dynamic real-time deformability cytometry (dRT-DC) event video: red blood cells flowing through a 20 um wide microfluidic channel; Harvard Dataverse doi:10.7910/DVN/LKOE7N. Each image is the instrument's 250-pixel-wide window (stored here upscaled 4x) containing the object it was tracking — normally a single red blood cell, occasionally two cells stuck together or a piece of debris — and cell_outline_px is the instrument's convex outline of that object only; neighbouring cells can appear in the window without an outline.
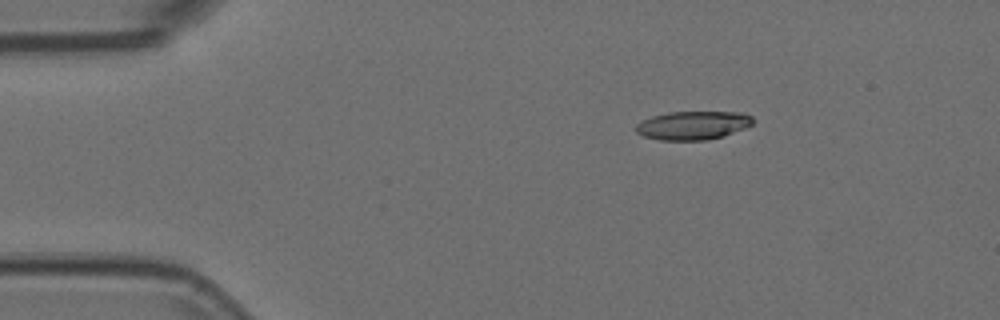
{"species": "Egyptian fruit bat (a non-hibernating species)", "species_latin": "Rousettus aegyptiacus", "temperature_condition": "room temperature", "stored_images_in_passage": 48, "camera_frame_rate_fps": 3000, "um_per_image_px": 0.085, "animal": {"sex": "female"}, "frame": {"image": 1, "passage_image": 2, "time_ms": 0.333, "image_size_px": [1000, 320], "cell_outline_px": [[752, 124], [744, 128], [724, 136], [708, 140], [660, 140], [644, 136], [636, 132], [636, 124], [652, 116], [668, 112], [740, 112], [752, 116]], "centroid_in_image_um": [58.89, 10.66], "position_along_channel_um": 26.1, "area_um2": 19.36}}
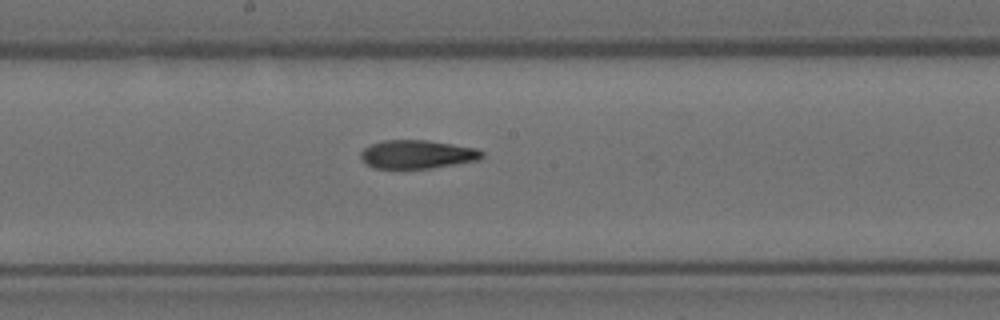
{"frame": {"image": 2, "passage_image": 22, "time_ms": 7.0, "image_size_px": [1000, 320], "cell_outline_px": [[484, 156], [480, 160], [428, 168], [372, 168], [360, 156], [360, 152], [364, 148], [372, 144], [384, 140], [424, 140], [452, 144], [476, 148], [484, 152]], "centroid_in_image_um": [35.48, 13.11], "position_along_channel_um": 212.7, "area_um2": 19.94}}
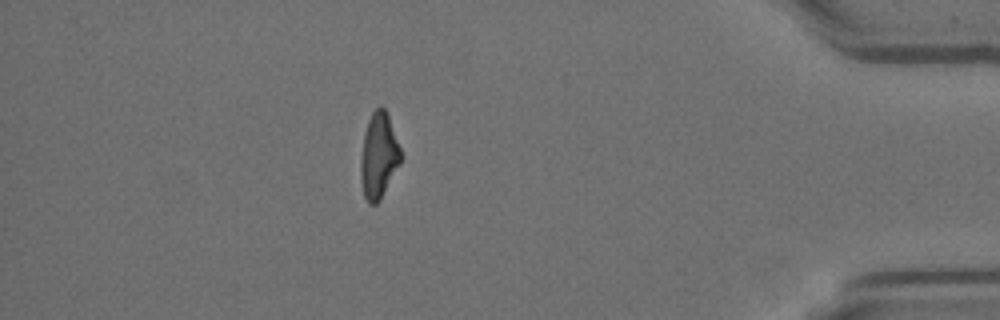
{"frame": {"image": 3, "passage_image": 41, "time_ms": 13.333, "image_size_px": [1000, 320], "cell_outline_px": [[404, 156], [400, 164], [380, 200], [376, 204], [368, 204], [364, 196], [360, 180], [360, 164], [364, 132], [368, 120], [372, 112], [380, 104], [384, 108], [388, 116]], "centroid_in_image_um": [32.2, 13.25], "position_along_channel_um": 403.0, "area_um2": 20.23}}